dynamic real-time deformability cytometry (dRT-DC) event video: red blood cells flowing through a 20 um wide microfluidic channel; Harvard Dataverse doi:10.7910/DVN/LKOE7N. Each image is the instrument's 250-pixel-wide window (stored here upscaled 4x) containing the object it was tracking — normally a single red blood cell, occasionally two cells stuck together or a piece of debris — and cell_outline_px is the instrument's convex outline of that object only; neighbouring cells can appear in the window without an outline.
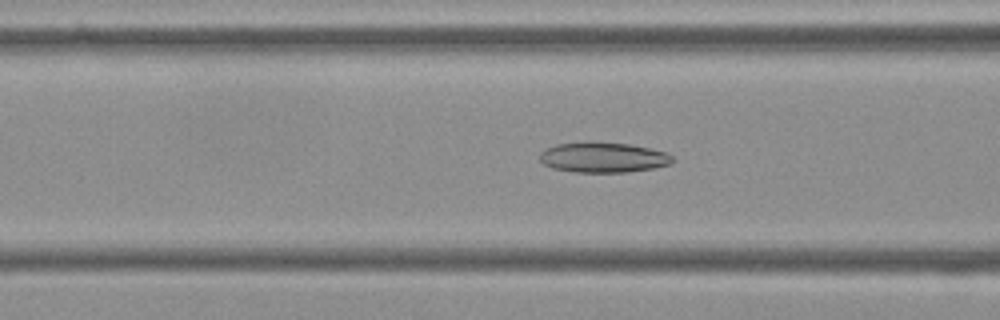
{"species": "Egyptian fruit bat (a non-hibernating species)", "species_latin": "Rousettus aegyptiacus", "temperature_condition": "cold", "stored_images_in_passage": 40, "camera_frame_rate_fps": 3000, "um_per_image_px": 0.085, "frame": {"image": 1, "passage_image": 6, "time_ms": 1.667, "image_size_px": [1000, 320], "cell_outline_px": [[676, 160], [668, 164], [652, 168], [628, 172], [572, 172], [552, 168], [544, 164], [540, 160], [540, 152], [556, 144], [592, 140], [628, 144], [648, 148], [664, 152], [672, 156]], "centroid_in_image_um": [51.23, 13.36], "position_along_channel_um": 115.4, "area_um2": 23.58}}
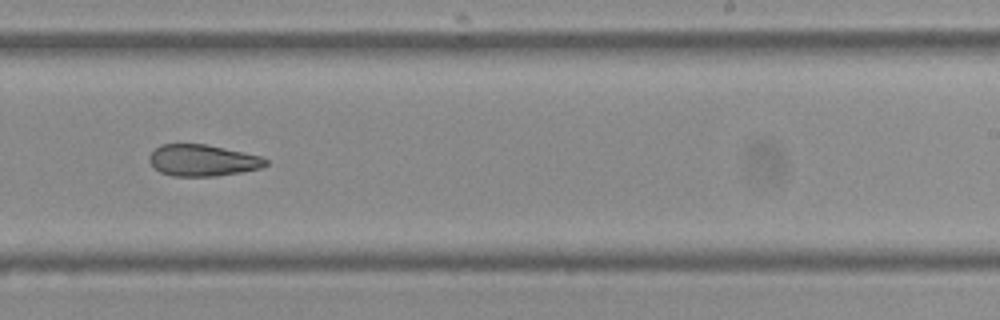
{"frame": {"image": 2, "passage_image": 19, "time_ms": 6.0, "image_size_px": [1000, 320], "cell_outline_px": [[268, 164], [260, 168], [240, 172], [216, 176], [172, 176], [160, 172], [148, 160], [148, 156], [160, 144], [208, 144], [260, 156], [268, 160]], "centroid_in_image_um": [17.21, 13.63], "position_along_channel_um": 271.8, "area_um2": 21.33}}
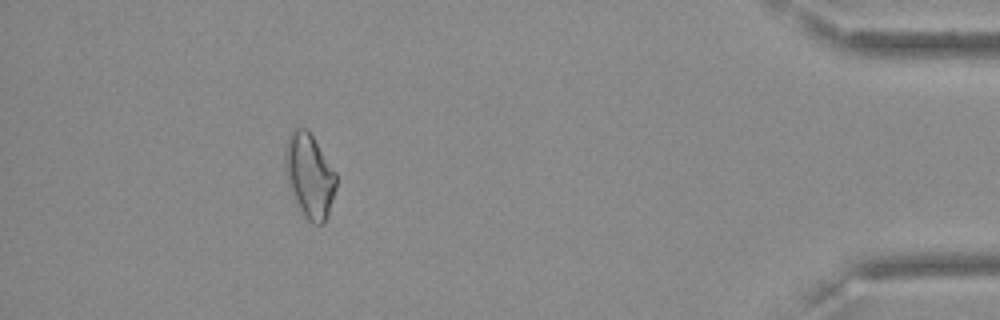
{"frame": {"image": 3, "passage_image": 35, "time_ms": 11.333, "image_size_px": [1000, 320], "cell_outline_px": [[336, 188], [328, 216], [324, 224], [312, 224], [308, 220], [300, 208], [288, 188], [284, 168], [284, 148], [288, 136], [292, 128], [304, 128], [312, 136], [336, 172]], "centroid_in_image_um": [26.28, 14.94], "position_along_channel_um": 408.9, "area_um2": 25.2}}